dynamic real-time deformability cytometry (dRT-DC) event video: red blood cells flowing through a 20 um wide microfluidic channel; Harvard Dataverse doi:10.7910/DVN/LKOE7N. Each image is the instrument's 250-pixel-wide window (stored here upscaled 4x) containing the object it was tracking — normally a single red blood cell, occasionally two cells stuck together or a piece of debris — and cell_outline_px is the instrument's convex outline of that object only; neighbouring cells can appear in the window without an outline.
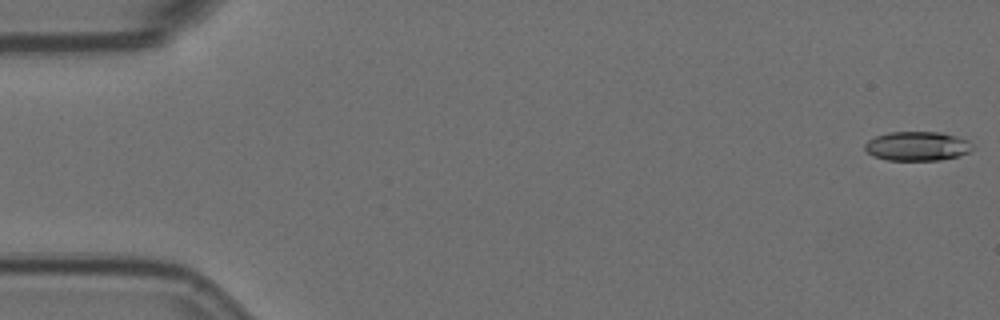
{"species": "Egyptian fruit bat (a non-hibernating species)", "species_latin": "Rousettus aegyptiacus", "temperature_condition": "room temperature", "stored_images_in_passage": 4, "camera_frame_rate_fps": 3000, "um_per_image_px": 0.085, "animal": {"sex": "female"}, "frame": {"image": 1, "passage_image": 1, "time_ms": 0.0, "image_size_px": [1000, 320], "cell_outline_px": [[972, 148], [968, 152], [956, 156], [940, 160], [888, 160], [872, 156], [864, 148], [864, 144], [868, 140], [876, 136], [888, 132], [944, 132], [968, 140], [972, 144]], "centroid_in_image_um": [77.94, 12.41], "position_along_channel_um": 7.1, "area_um2": 18.32}}